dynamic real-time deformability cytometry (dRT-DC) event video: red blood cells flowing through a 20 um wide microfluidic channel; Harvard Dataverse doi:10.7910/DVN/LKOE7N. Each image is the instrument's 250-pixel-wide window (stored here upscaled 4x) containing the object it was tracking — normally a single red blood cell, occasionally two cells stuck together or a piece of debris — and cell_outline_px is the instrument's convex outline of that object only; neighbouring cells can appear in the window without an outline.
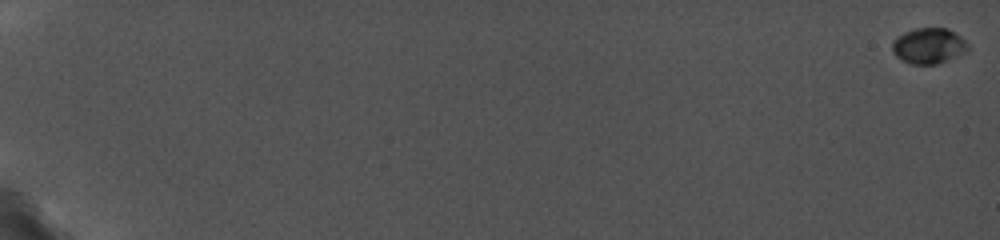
{"species": "common noctule bat (a hibernating species)", "species_latin": "Nyctalus noctula", "temperature_condition": "cold", "stored_images_in_passage": 11, "camera_frame_rate_fps": 5000, "um_per_image_px": 0.085, "animal": {"sex": "female", "body_mass_g": 19.0, "forearm_length_mm": 56.7}, "frame": {"image": 1, "passage_image": 1, "time_ms": 0.0, "image_size_px": [1000, 240], "cell_outline_px": [[968, 48], [964, 52], [956, 56], [936, 64], [912, 64], [900, 60], [892, 52], [892, 40], [896, 36], [904, 32], [916, 28], [948, 28], [960, 36], [968, 44]], "centroid_in_image_um": [78.88, 3.88], "position_along_channel_um": 6.1, "area_um2": 15.72}}